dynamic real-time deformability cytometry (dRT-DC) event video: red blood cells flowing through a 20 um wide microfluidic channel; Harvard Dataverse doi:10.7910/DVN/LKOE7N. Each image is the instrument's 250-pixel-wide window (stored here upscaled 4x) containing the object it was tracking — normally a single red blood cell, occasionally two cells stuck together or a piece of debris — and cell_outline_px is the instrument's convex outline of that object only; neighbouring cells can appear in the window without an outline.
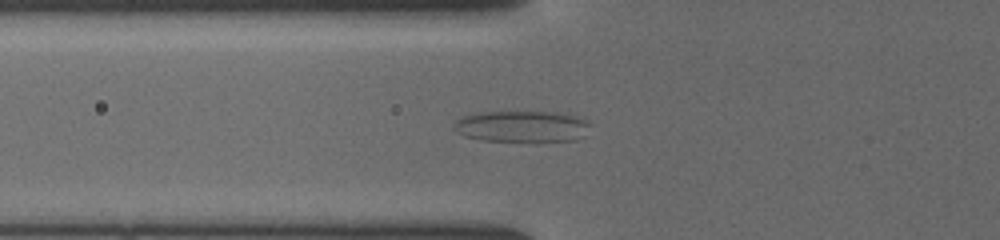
{"species": "common noctule bat (a hibernating species)", "species_latin": "Nyctalus noctula", "temperature_condition": "cold", "stored_images_in_passage": 50, "camera_frame_rate_fps": 3000, "um_per_image_px": 0.085, "animal": {"sex": "female", "body_mass_g": 19.5, "forearm_length_mm": 54.1}, "frame": {"image": 1, "passage_image": 19, "time_ms": 6.0, "image_size_px": [1000, 240], "cell_outline_px": [[588, 124], [576, 140], [536, 144], [532, 144], [480, 140], [464, 136], [456, 132], [452, 128], [452, 124], [456, 120], [464, 116], [480, 112], [556, 112], [588, 120]], "centroid_in_image_um": [44.27, 10.8], "position_along_channel_um": 81.5, "area_um2": 25.61}}
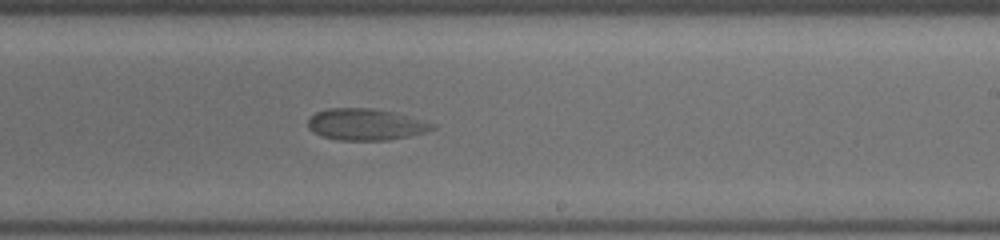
{"frame": {"image": 2, "passage_image": 32, "time_ms": 10.333, "image_size_px": [1000, 240], "cell_outline_px": [[436, 128], [424, 132], [408, 136], [388, 140], [336, 140], [320, 136], [308, 128], [308, 120], [316, 112], [328, 108], [372, 108], [392, 112], [436, 124]], "centroid_in_image_um": [31.05, 10.58], "position_along_channel_um": 258.0, "area_um2": 22.72}}
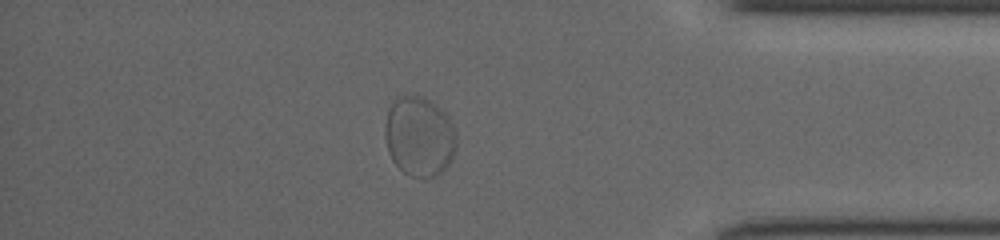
{"frame": {"image": 3, "passage_image": 44, "time_ms": 14.333, "image_size_px": [1000, 240], "cell_outline_px": [[456, 148], [452, 160], [436, 176], [412, 176], [404, 172], [392, 160], [388, 152], [384, 132], [384, 128], [388, 108], [392, 100], [404, 96], [424, 96], [440, 108], [448, 116], [456, 132]], "centroid_in_image_um": [35.63, 11.57], "position_along_channel_um": 399.6, "area_um2": 33.23}}